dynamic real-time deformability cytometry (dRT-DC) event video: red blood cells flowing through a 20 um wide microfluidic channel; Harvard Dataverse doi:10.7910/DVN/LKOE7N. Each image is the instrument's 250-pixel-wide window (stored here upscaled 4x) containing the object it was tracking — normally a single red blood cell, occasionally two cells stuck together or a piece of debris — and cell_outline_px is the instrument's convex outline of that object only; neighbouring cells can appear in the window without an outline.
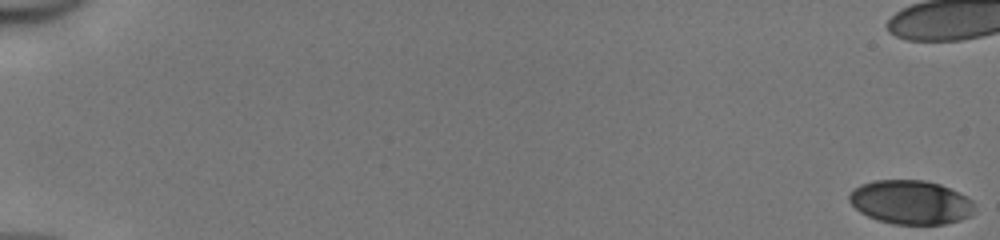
{"species": "human", "species_latin": "Homo sapiens", "temperature_condition": "cold", "stored_images_in_passage": 44, "camera_frame_rate_fps": 3000, "um_per_image_px": 0.085, "donor": {"sex": "male"}, "frame": {"image": 1, "passage_image": 1, "time_ms": 0.0, "image_size_px": [1000, 240], "cell_outline_px": [[976, 204], [972, 216], [960, 220], [944, 224], [892, 224], [868, 216], [860, 212], [848, 200], [848, 196], [860, 184], [876, 180], [924, 180], [940, 184], [972, 200]], "centroid_in_image_um": [77.43, 17.19], "position_along_channel_um": 7.6, "area_um2": 31.96}}
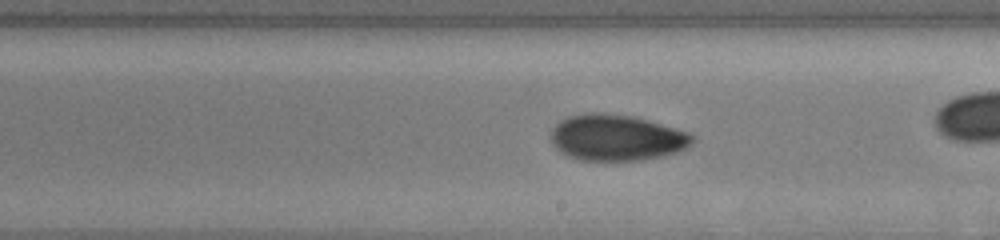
{"frame": {"image": 2, "passage_image": 32, "time_ms": 10.333, "image_size_px": [1000, 240], "cell_outline_px": [[696, 140], [688, 148], [664, 156], [644, 160], [580, 160], [568, 156], [560, 152], [552, 144], [552, 128], [560, 120], [568, 116], [584, 112], [604, 112], [636, 116], [688, 132], [696, 136]], "centroid_in_image_um": [52.44, 11.69], "position_along_channel_um": 236.6, "area_um2": 38.61}}
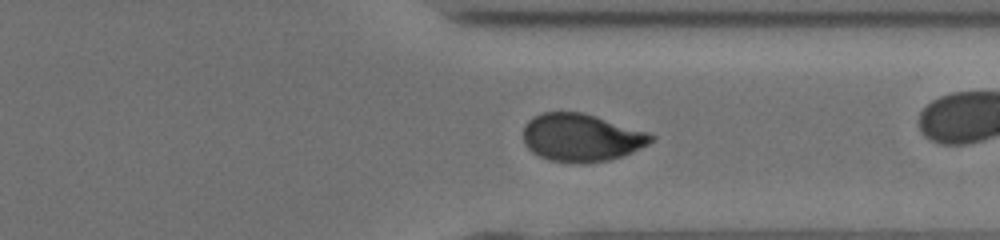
{"frame": {"image": 3, "passage_image": 41, "time_ms": 13.333, "image_size_px": [1000, 240], "cell_outline_px": [[656, 136], [648, 144], [640, 148], [620, 156], [608, 160], [576, 164], [548, 160], [532, 152], [524, 144], [524, 128], [528, 120], [532, 116], [544, 112], [580, 112], [596, 116], [648, 132]], "centroid_in_image_um": [49.39, 11.69], "position_along_channel_um": 362.0, "area_um2": 35.49}}